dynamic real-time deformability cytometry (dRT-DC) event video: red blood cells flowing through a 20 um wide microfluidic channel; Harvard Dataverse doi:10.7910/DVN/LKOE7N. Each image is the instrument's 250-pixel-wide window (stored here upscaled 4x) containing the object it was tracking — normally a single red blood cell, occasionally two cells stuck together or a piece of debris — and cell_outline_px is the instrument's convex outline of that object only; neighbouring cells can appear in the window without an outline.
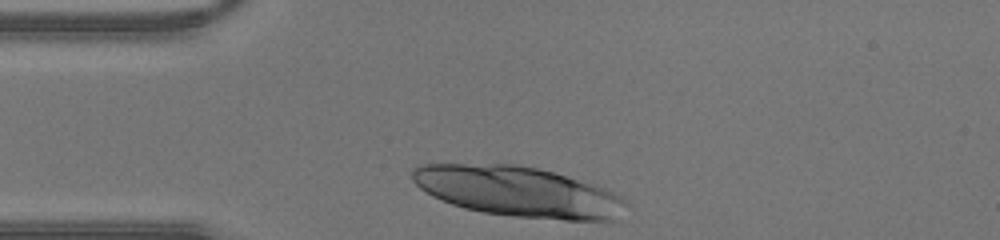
{"species": "human", "species_latin": "Homo sapiens", "temperature_condition": "warm", "stored_images_in_passage": 24, "camera_frame_rate_fps": 3000, "um_per_image_px": 0.085, "donor": {"sex": "male"}, "frame": {"image": 1, "passage_image": 1, "time_ms": 0.0, "image_size_px": [1000, 240], "cell_outline_px": [[628, 204], [620, 220], [564, 220], [516, 216], [484, 212], [464, 208], [440, 200], [432, 196], [420, 188], [412, 180], [412, 168], [420, 164], [520, 164], [552, 172], [596, 184], [624, 196], [628, 200]], "centroid_in_image_um": [44.12, 16.29], "position_along_channel_um": 40.9, "area_um2": 63.12}}